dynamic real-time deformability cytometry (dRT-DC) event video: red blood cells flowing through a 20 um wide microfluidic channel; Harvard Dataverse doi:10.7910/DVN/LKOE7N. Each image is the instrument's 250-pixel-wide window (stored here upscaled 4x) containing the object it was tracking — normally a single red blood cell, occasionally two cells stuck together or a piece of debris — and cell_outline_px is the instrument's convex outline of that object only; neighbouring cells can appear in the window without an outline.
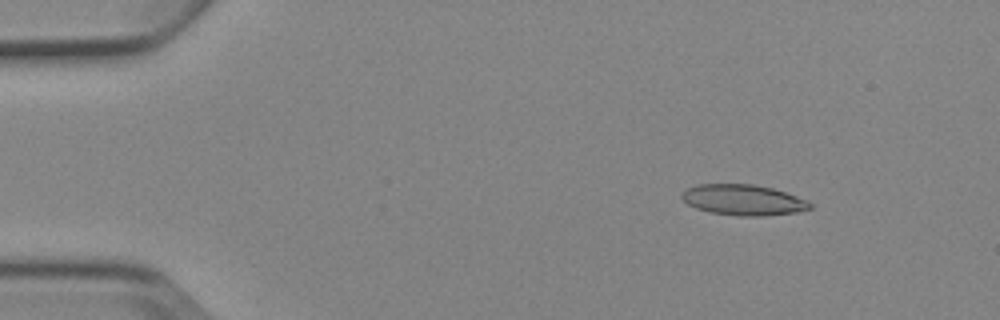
{"species": "Egyptian fruit bat (a non-hibernating species)", "species_latin": "Rousettus aegyptiacus", "temperature_condition": "cold", "stored_images_in_passage": 4, "camera_frame_rate_fps": 3000, "um_per_image_px": 0.085, "animal": {"sex": "female"}, "frame": {"image": 1, "passage_image": 2, "time_ms": 1.0, "image_size_px": [1000, 320], "cell_outline_px": [[812, 208], [796, 212], [764, 216], [740, 216], [712, 212], [696, 208], [688, 204], [680, 196], [688, 188], [696, 184], [752, 184], [772, 188], [796, 196], [812, 204]], "centroid_in_image_um": [63.17, 16.99], "position_along_channel_um": 21.8, "area_um2": 22.66}}